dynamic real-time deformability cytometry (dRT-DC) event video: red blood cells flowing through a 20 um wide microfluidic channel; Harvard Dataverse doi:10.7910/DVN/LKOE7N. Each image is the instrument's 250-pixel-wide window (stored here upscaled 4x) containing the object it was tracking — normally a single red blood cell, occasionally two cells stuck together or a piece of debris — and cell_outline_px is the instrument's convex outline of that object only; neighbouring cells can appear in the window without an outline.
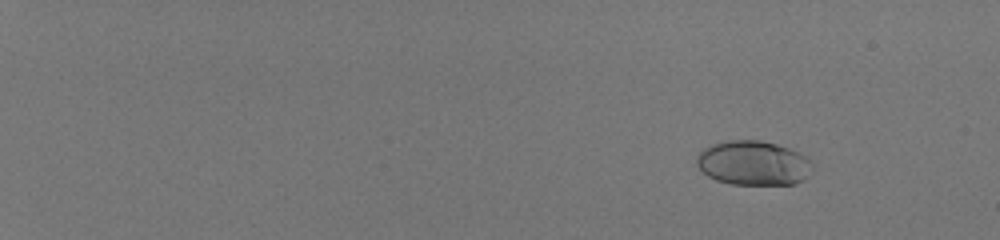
{"species": "human", "species_latin": "Homo sapiens", "temperature_condition": "room temperature", "stored_images_in_passage": 51, "camera_frame_rate_fps": 3000, "um_per_image_px": 0.085, "donor": {"sex": "male"}, "frame": {"image": 1, "passage_image": 2, "time_ms": 0.333, "image_size_px": [1000, 240], "cell_outline_px": [[812, 164], [804, 180], [796, 184], [732, 184], [716, 180], [708, 176], [696, 164], [696, 156], [704, 148], [712, 144], [728, 140], [760, 140], [776, 144], [788, 148], [804, 156]], "centroid_in_image_um": [63.99, 13.86], "position_along_channel_um": 21.0, "area_um2": 29.71}}
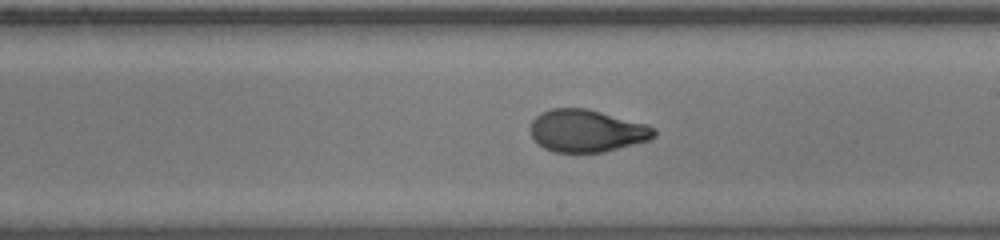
{"frame": {"image": 2, "passage_image": 33, "time_ms": 10.667, "image_size_px": [1000, 240], "cell_outline_px": [[656, 136], [648, 140], [604, 152], [552, 152], [544, 148], [532, 136], [532, 120], [540, 112], [552, 108], [588, 108], [648, 124], [656, 128]], "centroid_in_image_um": [49.91, 11.11], "position_along_channel_um": 239.1, "area_um2": 30.58}}
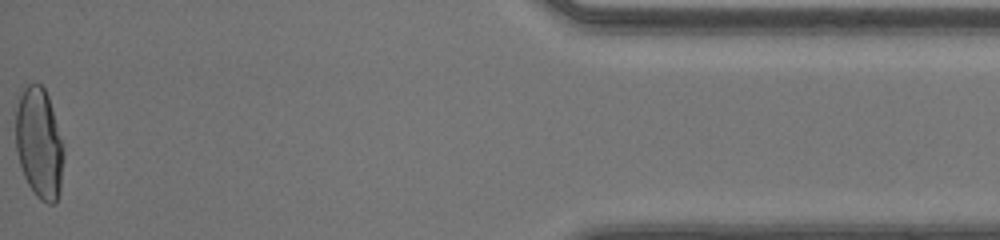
{"frame": {"image": 3, "passage_image": 51, "time_ms": 16.667, "image_size_px": [1000, 240], "cell_outline_px": [[64, 156], [60, 192], [56, 204], [48, 204], [40, 200], [36, 196], [28, 184], [24, 176], [16, 152], [16, 108], [20, 84], [40, 84], [44, 88], [48, 96], [64, 152]], "centroid_in_image_um": [3.3, 12.17], "position_along_channel_um": 431.9, "area_um2": 31.21}, "authors_computed_cell_mechanics": {"area_um2": 30.2294, "velocity_mm_per_s": 4.159, "shape_relaxation_time_tau1_ms": 4.4975, "shape_relaxation_time_tau2_ms": 0.7005, "deformation_change_tau1": 0.1944, "deformation_change_tau2": 0.0571}}